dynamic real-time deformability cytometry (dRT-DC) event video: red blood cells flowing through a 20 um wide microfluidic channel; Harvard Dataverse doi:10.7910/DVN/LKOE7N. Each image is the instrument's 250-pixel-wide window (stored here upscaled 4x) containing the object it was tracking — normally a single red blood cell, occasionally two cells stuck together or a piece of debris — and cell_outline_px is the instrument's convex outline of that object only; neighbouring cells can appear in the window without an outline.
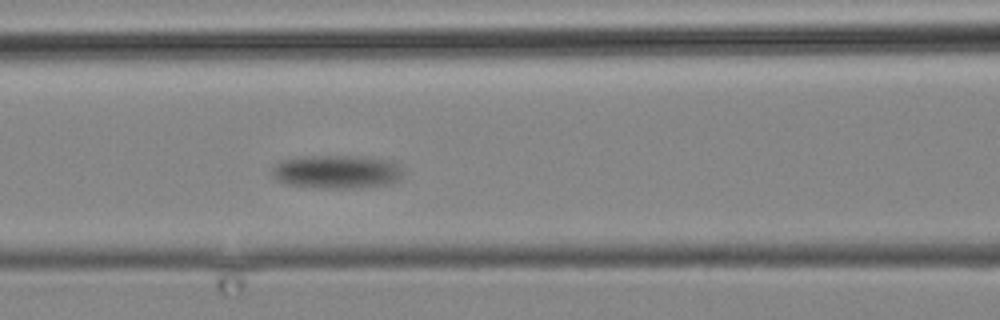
{"species": "common noctule bat (a hibernating species)", "species_latin": "Nyctalus noctula", "temperature_condition": "cold", "stored_images_in_passage": 10, "camera_frame_rate_fps": 3000, "um_per_image_px": 0.085, "animal": {"sex": "male", "body_mass_g": 19.2, "forearm_length_mm": 51.8}, "frame": {"image": 1, "passage_image": 10, "time_ms": 10.333, "image_size_px": [1000, 320], "cell_outline_px": [[404, 176], [400, 180], [392, 184], [360, 188], [320, 188], [288, 184], [276, 180], [272, 176], [272, 168], [280, 160], [304, 156], [348, 156], [388, 160], [396, 164], [404, 172]], "centroid_in_image_um": [28.63, 14.62], "position_along_channel_um": 138.0, "area_um2": 25.72}}